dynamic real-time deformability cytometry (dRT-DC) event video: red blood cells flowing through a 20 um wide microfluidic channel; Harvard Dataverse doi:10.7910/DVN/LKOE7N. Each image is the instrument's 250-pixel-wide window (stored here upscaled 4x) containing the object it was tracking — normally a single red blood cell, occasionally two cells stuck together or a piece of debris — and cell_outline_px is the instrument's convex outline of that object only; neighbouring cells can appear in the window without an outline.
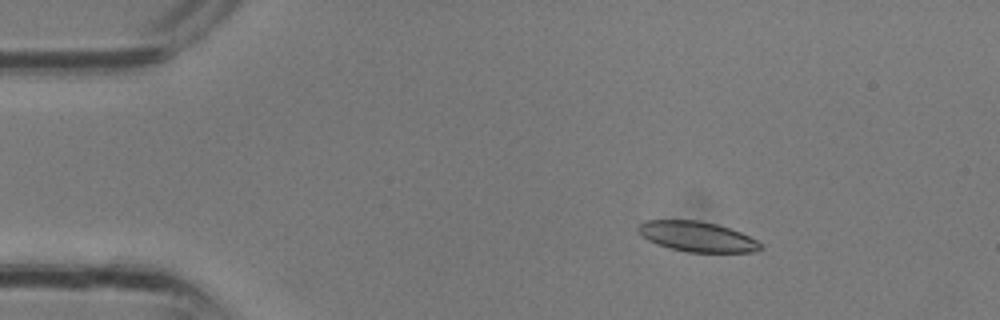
{"species": "common noctule bat (a hibernating species)", "species_latin": "Nyctalus noctula", "temperature_condition": "room temperature", "stored_images_in_passage": 31, "camera_frame_rate_fps": 3000, "um_per_image_px": 0.085, "animal": {"sex": "male", "body_mass_g": 13.3}, "frame": {"image": 1, "passage_image": 5, "time_ms": 1.333, "image_size_px": [1000, 320], "cell_outline_px": [[764, 248], [752, 252], [688, 252], [656, 244], [640, 236], [636, 228], [644, 220], [696, 220], [716, 224], [740, 232], [764, 244]], "centroid_in_image_um": [59.24, 20.11], "position_along_channel_um": 25.8, "area_um2": 21.5}}
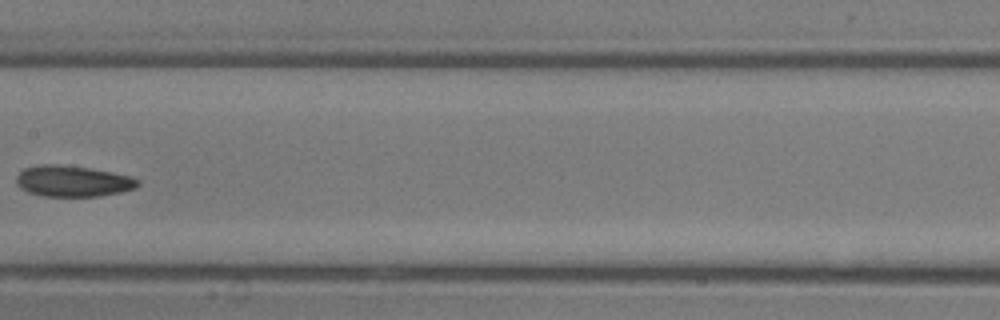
{"frame": {"image": 2, "passage_image": 16, "time_ms": 5.0, "image_size_px": [1000, 320], "cell_outline_px": [[140, 184], [136, 188], [120, 192], [100, 196], [40, 196], [28, 192], [20, 188], [16, 184], [16, 176], [24, 168], [44, 164], [56, 164], [88, 168], [128, 176], [140, 180]], "centroid_in_image_um": [6.15, 15.41], "position_along_channel_um": 201.2, "area_um2": 21.85}}
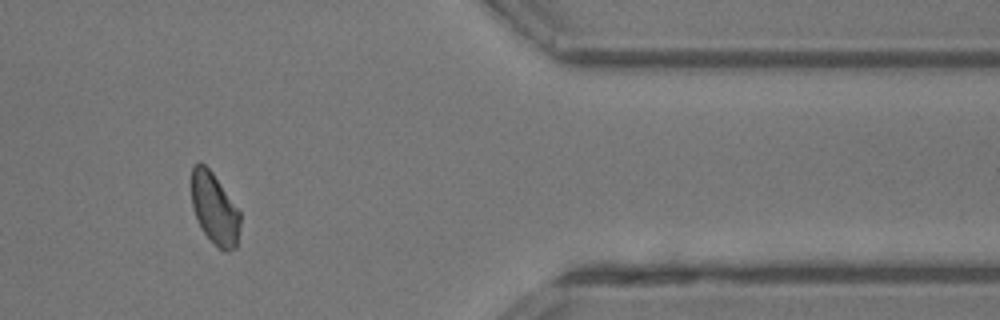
{"frame": {"image": 3, "passage_image": 26, "time_ms": 8.333, "image_size_px": [1000, 320], "cell_outline_px": [[240, 224], [236, 248], [228, 252], [224, 252], [204, 232], [192, 208], [192, 168], [200, 160], [212, 172], [240, 212]], "centroid_in_image_um": [18.24, 17.73], "position_along_channel_um": 393.2, "area_um2": 19.88}}